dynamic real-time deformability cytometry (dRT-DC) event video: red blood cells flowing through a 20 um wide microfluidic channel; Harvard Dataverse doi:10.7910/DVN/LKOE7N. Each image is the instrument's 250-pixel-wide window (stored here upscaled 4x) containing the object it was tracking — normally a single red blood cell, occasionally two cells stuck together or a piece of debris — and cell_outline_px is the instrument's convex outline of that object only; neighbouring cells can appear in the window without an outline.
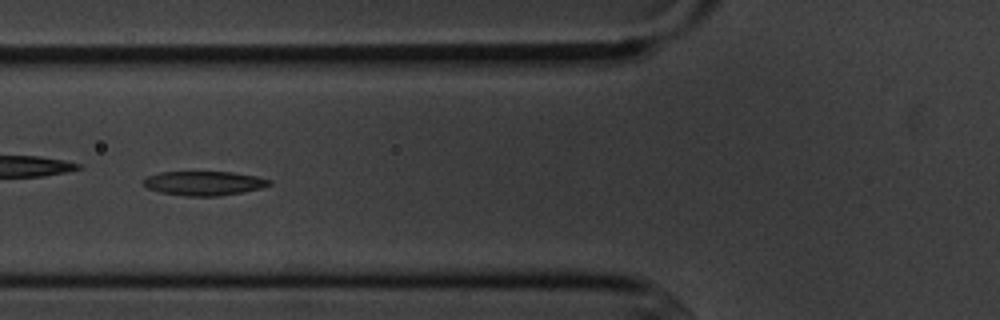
{"species": "common noctule bat (a hibernating species)", "species_latin": "Nyctalus noctula", "temperature_condition": "cold", "stored_images_in_passage": 10, "camera_frame_rate_fps": 3000, "um_per_image_px": 0.085, "animal": {"sex": "male", "body_mass_g": 20.1, "forearm_length_mm": 53.5}, "frame": {"image": 1, "passage_image": 6, "time_ms": 6.667, "image_size_px": [1000, 320], "cell_outline_px": [[272, 184], [260, 188], [240, 192], [216, 196], [184, 196], [160, 192], [148, 188], [144, 184], [144, 180], [148, 176], [160, 172], [232, 172], [256, 176], [272, 180]], "centroid_in_image_um": [17.35, 15.57], "position_along_channel_um": 108.5, "area_um2": 17.57}}
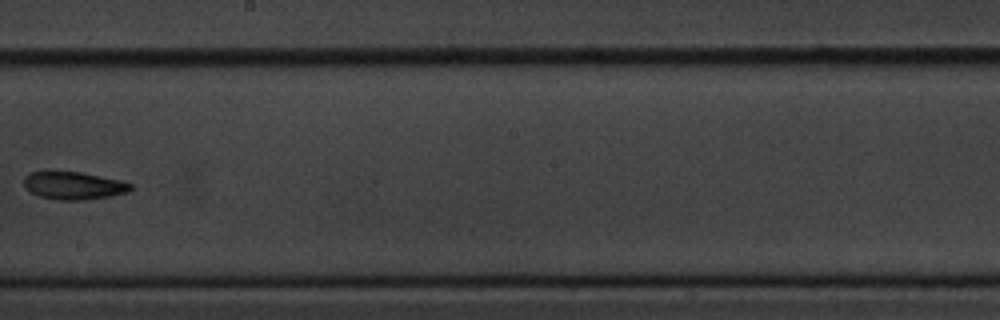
{"frame": {"image": 2, "passage_image": 9, "time_ms": 10.333, "image_size_px": [1000, 320], "cell_outline_px": [[132, 188], [128, 192], [112, 196], [84, 200], [56, 200], [40, 196], [24, 188], [24, 176], [32, 172], [80, 172], [120, 180], [132, 184]], "centroid_in_image_um": [6.27, 15.79], "position_along_channel_um": 241.9, "area_um2": 17.17}}
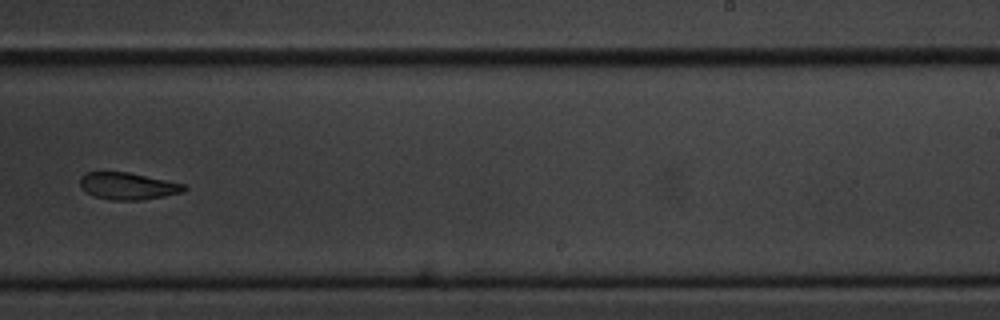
{"frame": {"image": 3, "passage_image": 10, "time_ms": 11.333, "image_size_px": [1000, 320], "cell_outline_px": [[188, 188], [184, 192], [164, 196], [140, 200], [112, 200], [92, 196], [80, 188], [80, 176], [88, 172], [128, 172], [188, 184]], "centroid_in_image_um": [10.9, 15.81], "position_along_channel_um": 278.1, "area_um2": 16.65}}